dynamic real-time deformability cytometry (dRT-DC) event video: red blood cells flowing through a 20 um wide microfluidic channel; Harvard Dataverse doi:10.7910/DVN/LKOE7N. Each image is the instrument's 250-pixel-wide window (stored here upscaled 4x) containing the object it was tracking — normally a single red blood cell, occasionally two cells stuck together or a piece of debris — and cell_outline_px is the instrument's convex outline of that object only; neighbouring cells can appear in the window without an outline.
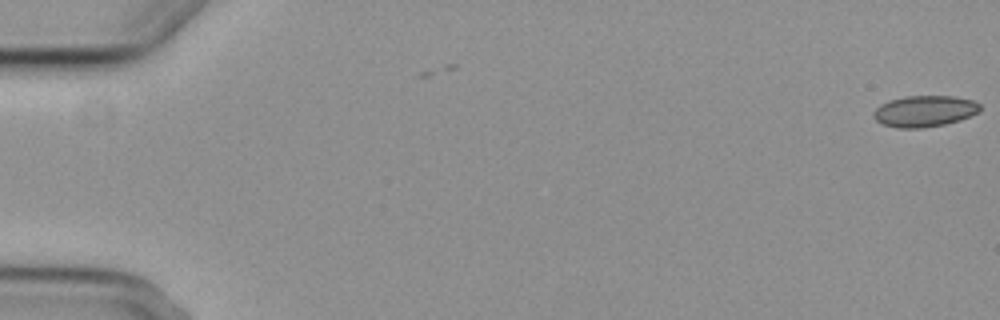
{"species": "common noctule bat (a hibernating species)", "species_latin": "Nyctalus noctula", "temperature_condition": "cold", "stored_images_in_passage": 2, "camera_frame_rate_fps": 3000, "um_per_image_px": 0.085, "animal": {"sex": "female", "body_mass_g": 29.2, "forearm_length_mm": 56.3}, "frame": {"image": 1, "passage_image": 2, "time_ms": 1.333, "image_size_px": [1000, 320], "cell_outline_px": [[980, 108], [976, 112], [960, 120], [944, 124], [924, 128], [896, 128], [884, 124], [876, 120], [872, 116], [872, 112], [880, 104], [892, 100], [908, 96], [952, 96], [972, 100], [980, 104]], "centroid_in_image_um": [78.55, 9.45], "position_along_channel_um": 6.5, "area_um2": 19.19}}